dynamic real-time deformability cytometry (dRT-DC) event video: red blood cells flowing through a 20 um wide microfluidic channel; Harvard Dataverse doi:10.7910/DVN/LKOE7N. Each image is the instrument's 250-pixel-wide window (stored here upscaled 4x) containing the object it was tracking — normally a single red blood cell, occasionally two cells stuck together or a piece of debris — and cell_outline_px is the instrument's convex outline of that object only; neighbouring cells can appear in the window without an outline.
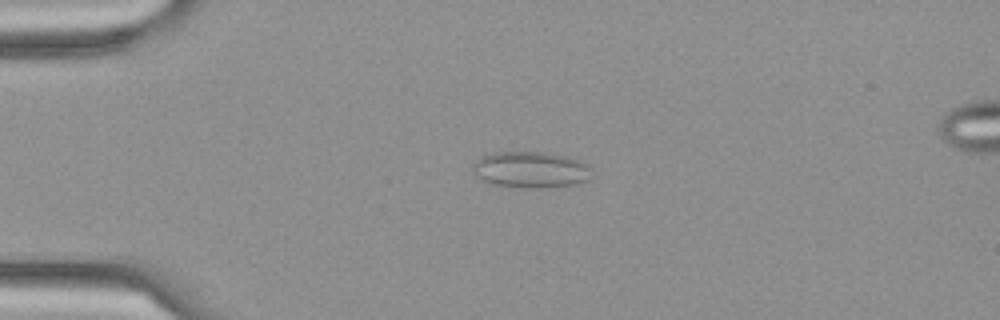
{"species": "Egyptian fruit bat (a non-hibernating species)", "species_latin": "Rousettus aegyptiacus", "temperature_condition": "cold", "stored_images_in_passage": 3, "camera_frame_rate_fps": 3000, "um_per_image_px": 0.085, "frame": {"image": 1, "passage_image": 1, "time_ms": 0.0, "image_size_px": [1000, 320], "cell_outline_px": [[588, 180], [572, 184], [536, 188], [492, 184], [484, 180], [472, 172], [472, 164], [480, 156], [492, 152], [540, 152], [568, 156], [584, 164], [588, 168]], "centroid_in_image_um": [45.01, 14.4], "position_along_channel_um": 40.0, "area_um2": 24.57}}